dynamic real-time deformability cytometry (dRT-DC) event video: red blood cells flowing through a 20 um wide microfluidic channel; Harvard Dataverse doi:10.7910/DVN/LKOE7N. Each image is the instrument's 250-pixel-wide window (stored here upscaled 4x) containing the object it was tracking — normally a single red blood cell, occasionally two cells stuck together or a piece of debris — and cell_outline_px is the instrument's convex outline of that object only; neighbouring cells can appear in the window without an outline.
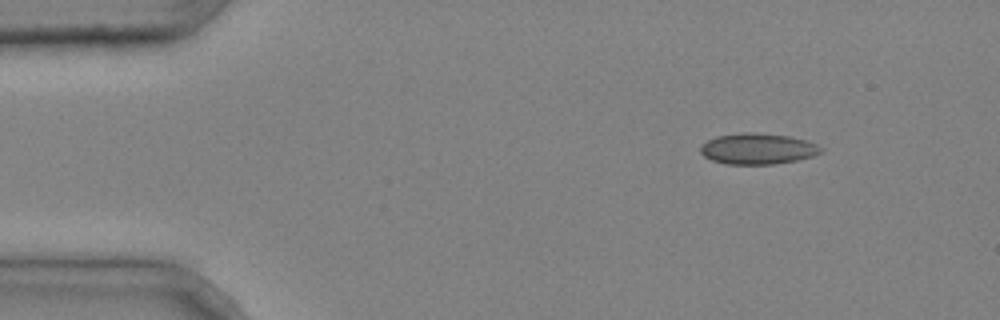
{"species": "common noctule bat (a hibernating species)", "species_latin": "Nyctalus noctula", "temperature_condition": "cold", "stored_images_in_passage": 3, "camera_frame_rate_fps": 3000, "um_per_image_px": 0.085, "animal": {"sex": "male", "body_mass_g": 20.4}, "frame": {"image": 1, "passage_image": 1, "time_ms": 0.0, "image_size_px": [1000, 320], "cell_outline_px": [[824, 148], [820, 152], [812, 156], [796, 160], [772, 164], [724, 164], [712, 160], [704, 156], [700, 152], [700, 148], [708, 140], [716, 136], [740, 132], [756, 132], [788, 136], [808, 140]], "centroid_in_image_um": [64.4, 12.63], "position_along_channel_um": 20.6, "area_um2": 21.73}}
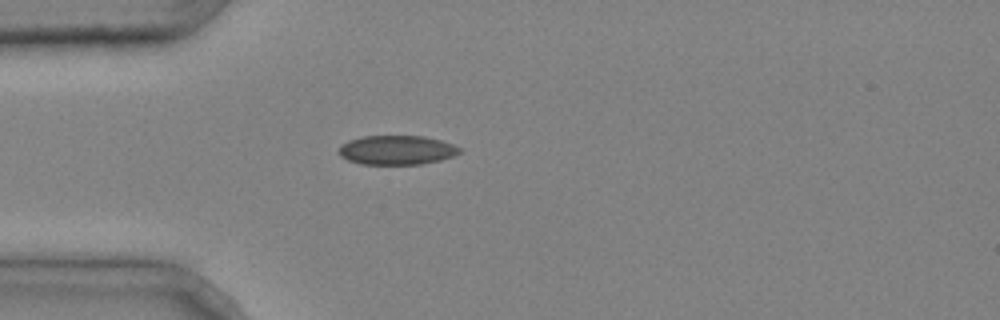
{"frame": {"image": 2, "passage_image": 3, "time_ms": 0.667, "image_size_px": [1000, 320], "cell_outline_px": [[460, 152], [452, 156], [440, 160], [420, 164], [360, 164], [348, 160], [340, 156], [340, 144], [348, 140], [364, 136], [424, 136], [440, 140], [452, 144], [460, 148]], "centroid_in_image_um": [33.7, 12.75], "position_along_channel_um": 51.3, "area_um2": 20.46}}